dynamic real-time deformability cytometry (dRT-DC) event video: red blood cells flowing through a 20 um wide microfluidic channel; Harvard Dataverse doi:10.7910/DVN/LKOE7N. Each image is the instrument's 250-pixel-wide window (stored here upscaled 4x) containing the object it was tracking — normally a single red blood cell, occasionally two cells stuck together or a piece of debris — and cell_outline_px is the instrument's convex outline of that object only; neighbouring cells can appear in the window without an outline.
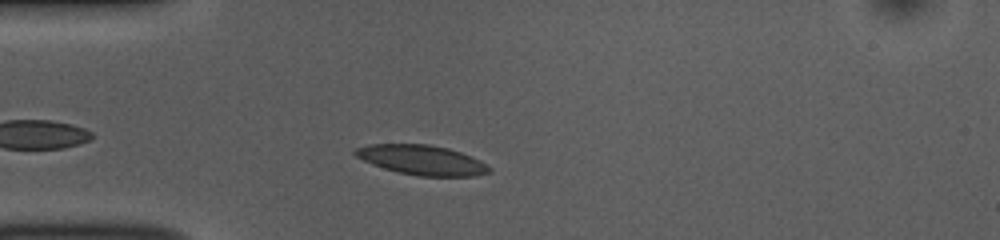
{"species": "common noctule bat (a hibernating species)", "species_latin": "Nyctalus noctula", "temperature_condition": "room temperature", "stored_images_in_passage": 41, "camera_frame_rate_fps": 3000, "um_per_image_px": 0.085, "animal": {"sex": "female", "body_mass_g": 10.0, "forearm_length_mm": 53.1}, "frame": {"image": 1, "passage_image": 6, "time_ms": 1.667, "image_size_px": [1000, 240], "cell_outline_px": [[492, 172], [476, 176], [420, 176], [400, 172], [384, 168], [372, 164], [356, 156], [352, 152], [356, 148], [372, 144], [428, 144], [448, 148], [472, 156], [488, 164], [492, 168]], "centroid_in_image_um": [35.92, 13.6], "position_along_channel_um": 49.1, "area_um2": 23.24}}
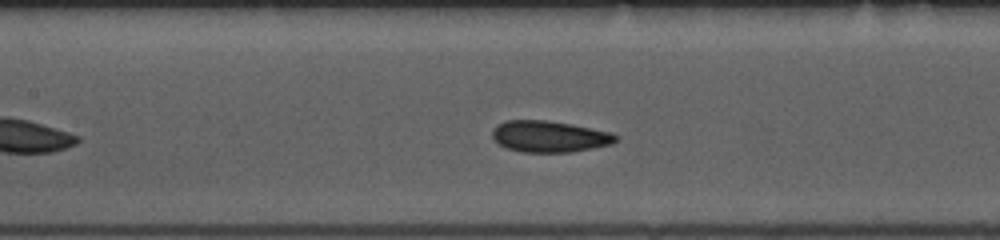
{"frame": {"image": 2, "passage_image": 16, "time_ms": 5.0, "image_size_px": [1000, 240], "cell_outline_px": [[620, 136], [612, 144], [572, 152], [524, 152], [508, 148], [500, 144], [492, 136], [492, 128], [496, 124], [508, 120], [544, 120], [572, 124], [612, 132]], "centroid_in_image_um": [46.72, 11.59], "position_along_channel_um": 160.7, "area_um2": 22.6}}
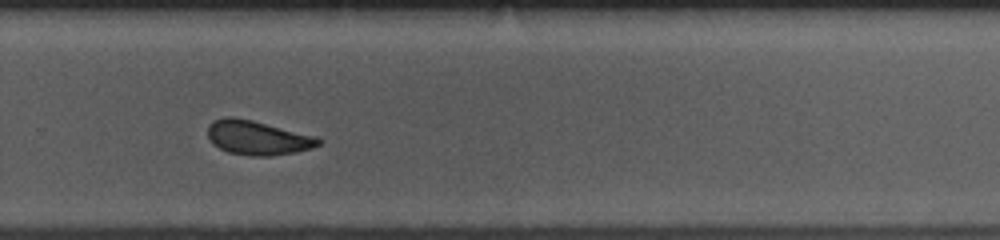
{"frame": {"image": 3, "passage_image": 28, "time_ms": 9.0, "image_size_px": [1000, 240], "cell_outline_px": [[324, 140], [320, 144], [312, 148], [296, 152], [268, 156], [248, 156], [228, 152], [212, 144], [208, 136], [208, 124], [212, 120], [224, 116], [232, 116], [252, 120], [316, 136]], "centroid_in_image_um": [21.88, 11.7], "position_along_channel_um": 307.9, "area_um2": 22.31}, "authors_computed_cell_mechanics": {"area_um2": 22.3108, "velocity_mm_per_s": 3.6899, "shape_relaxation_time_tau1_ms": null, "shape_relaxation_time_tau2_ms": 1.946, "deformation_change_tau1": null, "deformation_change_tau2": 0.0863}}